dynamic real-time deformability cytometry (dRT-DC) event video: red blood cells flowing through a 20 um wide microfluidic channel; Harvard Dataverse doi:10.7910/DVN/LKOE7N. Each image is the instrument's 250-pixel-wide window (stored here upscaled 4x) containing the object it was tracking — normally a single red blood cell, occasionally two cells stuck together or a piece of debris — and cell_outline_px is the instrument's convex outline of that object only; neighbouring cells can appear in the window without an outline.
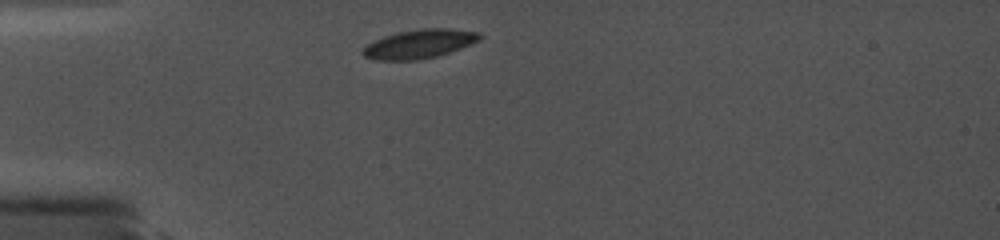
{"species": "common noctule bat (a hibernating species)", "species_latin": "Nyctalus noctula", "temperature_condition": "cold", "stored_images_in_passage": 11, "camera_frame_rate_fps": 5000, "um_per_image_px": 0.085, "animal": {"sex": "female", "body_mass_g": 19.0, "forearm_length_mm": 56.7}, "frame": {"image": 1, "passage_image": 1, "time_ms": 0.0, "image_size_px": [1000, 240], "cell_outline_px": [[484, 36], [480, 40], [460, 48], [436, 56], [416, 60], [376, 60], [364, 56], [360, 52], [368, 44], [384, 36], [396, 32], [420, 28], [448, 28], [480, 32]], "centroid_in_image_um": [35.66, 3.72], "position_along_channel_um": 49.3, "area_um2": 19.65}}
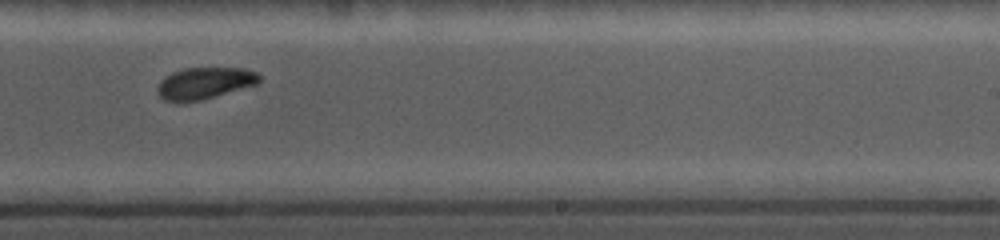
{"frame": {"image": 2, "passage_image": 7, "time_ms": 6.4, "image_size_px": [1000, 240], "cell_outline_px": [[260, 80], [256, 84], [200, 100], [180, 104], [164, 100], [156, 92], [156, 88], [160, 80], [172, 72], [184, 68], [244, 68], [256, 72], [260, 76]], "centroid_in_image_um": [17.31, 7.08], "position_along_channel_um": 271.7, "area_um2": 18.9}}
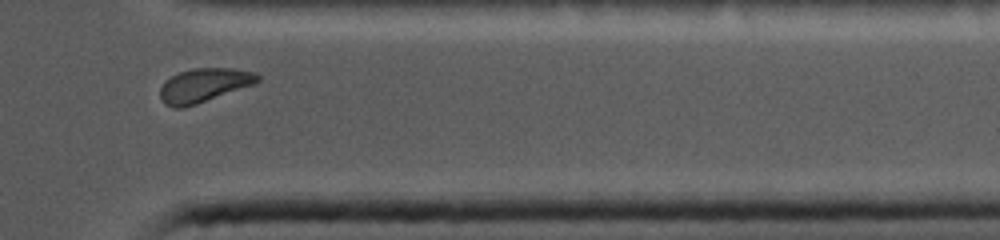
{"frame": {"image": 3, "passage_image": 10, "time_ms": 9.6, "image_size_px": [1000, 240], "cell_outline_px": [[260, 80], [256, 84], [184, 108], [172, 108], [164, 104], [160, 96], [160, 88], [164, 80], [180, 72], [192, 68], [232, 68], [256, 72], [260, 76]], "centroid_in_image_um": [17.35, 7.25], "position_along_channel_um": 394.1, "area_um2": 19.48}}